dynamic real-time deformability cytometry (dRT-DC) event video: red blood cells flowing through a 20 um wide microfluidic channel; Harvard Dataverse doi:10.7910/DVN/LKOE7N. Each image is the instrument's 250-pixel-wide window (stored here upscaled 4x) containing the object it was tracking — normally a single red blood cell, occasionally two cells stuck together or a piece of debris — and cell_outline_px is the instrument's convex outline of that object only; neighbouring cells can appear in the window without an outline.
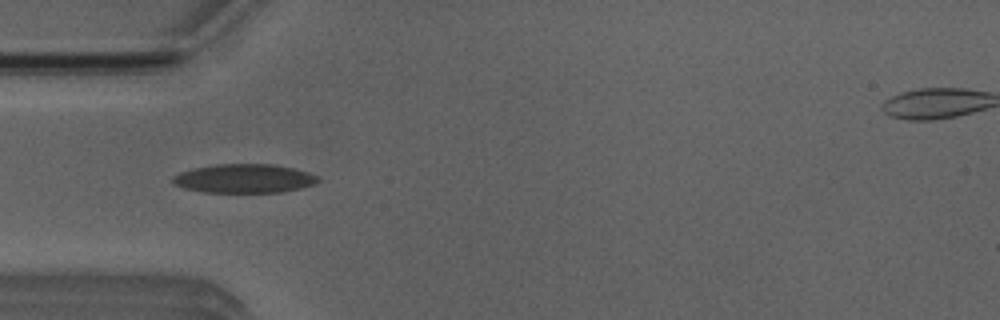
{"species": "Egyptian fruit bat (a non-hibernating species)", "species_latin": "Rousettus aegyptiacus", "temperature_condition": "room temperature", "stored_images_in_passage": 40, "camera_frame_rate_fps": 3000, "um_per_image_px": 0.085, "animal": {"sex": "male"}, "frame": {"image": 1, "passage_image": 7, "time_ms": 2.0, "image_size_px": [1000, 320], "cell_outline_px": [[320, 180], [316, 184], [300, 188], [280, 192], [204, 192], [184, 188], [172, 184], [172, 176], [180, 172], [192, 168], [216, 164], [272, 164], [292, 168], [308, 172], [316, 176]], "centroid_in_image_um": [20.72, 15.17], "position_along_channel_um": 64.3, "area_um2": 24.45}}
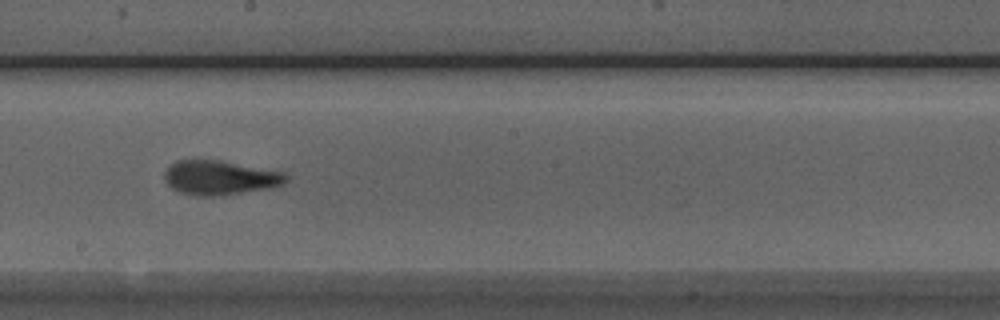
{"frame": {"image": 2, "passage_image": 20, "time_ms": 6.333, "image_size_px": [1000, 320], "cell_outline_px": [[288, 180], [284, 184], [268, 188], [216, 196], [200, 196], [180, 192], [172, 188], [164, 180], [164, 172], [176, 160], [196, 156], [220, 160], [284, 172], [288, 176]], "centroid_in_image_um": [18.65, 15.05], "position_along_channel_um": 229.6, "area_um2": 24.8}}
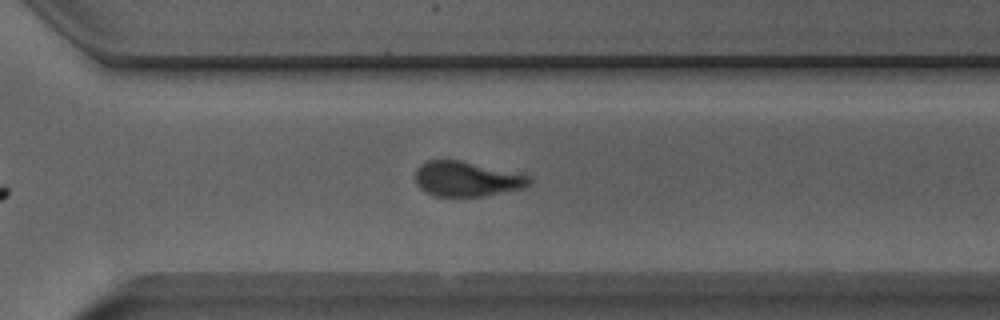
{"frame": {"image": 3, "passage_image": 28, "time_ms": 9.0, "image_size_px": [1000, 320], "cell_outline_px": [[532, 184], [524, 188], [484, 196], [432, 196], [424, 192], [416, 184], [416, 168], [420, 164], [428, 160], [460, 160], [532, 176]], "centroid_in_image_um": [39.68, 15.22], "position_along_channel_um": 330.9, "area_um2": 23.41}, "authors_computed_cell_mechanics": {"area_um2": 24.6806, "velocity_mm_per_s": 3.8213, "shape_relaxation_time_tau1_ms": 5.1099, "shape_relaxation_time_tau2_ms": 1.9092, "deformation_change_tau1": 0.1441, "deformation_change_tau2": 0.0946}}